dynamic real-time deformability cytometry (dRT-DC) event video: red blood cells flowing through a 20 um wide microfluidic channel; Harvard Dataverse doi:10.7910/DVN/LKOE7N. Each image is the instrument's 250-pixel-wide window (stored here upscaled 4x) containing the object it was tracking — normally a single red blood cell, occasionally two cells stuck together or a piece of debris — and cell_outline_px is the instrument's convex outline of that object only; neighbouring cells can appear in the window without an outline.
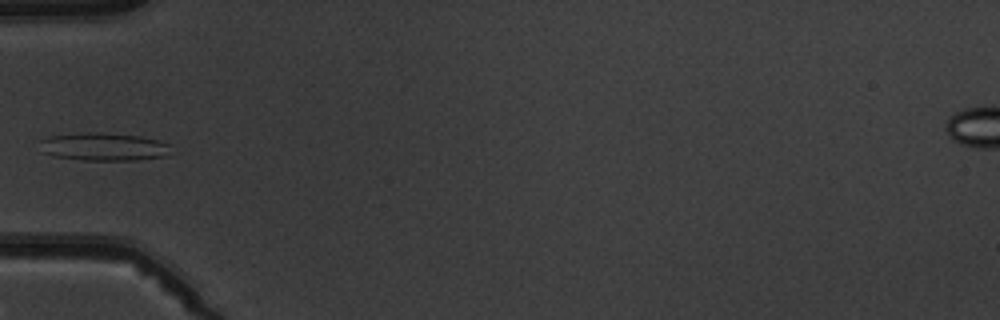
{"species": "common noctule bat (a hibernating species)", "species_latin": "Nyctalus noctula", "temperature_condition": "warm", "stored_images_in_passage": 6, "camera_frame_rate_fps": 3000, "um_per_image_px": 0.085, "animal": {"sex": "male", "body_mass_g": 19.5, "forearm_length_mm": 54.6}, "frame": {"image": 1, "passage_image": 5, "time_ms": 5.667, "image_size_px": [1000, 320], "cell_outline_px": [[176, 152], [164, 156], [136, 160], [84, 160], [52, 156], [40, 152], [36, 140], [48, 136], [88, 132], [100, 132], [140, 136], [160, 140], [172, 144]], "centroid_in_image_um": [8.82, 12.47], "position_along_channel_um": 76.2, "area_um2": 22.14}}
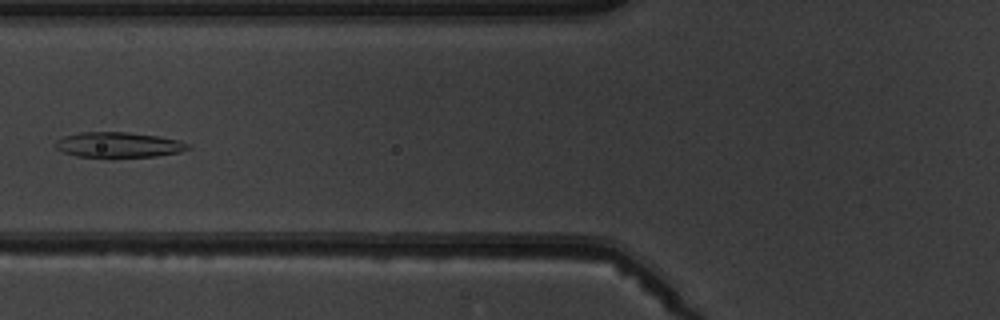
{"frame": {"image": 2, "passage_image": 6, "time_ms": 6.667, "image_size_px": [1000, 320], "cell_outline_px": [[192, 148], [180, 152], [156, 156], [112, 160], [76, 156], [60, 152], [52, 144], [56, 140], [64, 136], [80, 132], [128, 132], [156, 136], [180, 140], [188, 144]], "centroid_in_image_um": [10.02, 12.36], "position_along_channel_um": 115.8, "area_um2": 20.58}}